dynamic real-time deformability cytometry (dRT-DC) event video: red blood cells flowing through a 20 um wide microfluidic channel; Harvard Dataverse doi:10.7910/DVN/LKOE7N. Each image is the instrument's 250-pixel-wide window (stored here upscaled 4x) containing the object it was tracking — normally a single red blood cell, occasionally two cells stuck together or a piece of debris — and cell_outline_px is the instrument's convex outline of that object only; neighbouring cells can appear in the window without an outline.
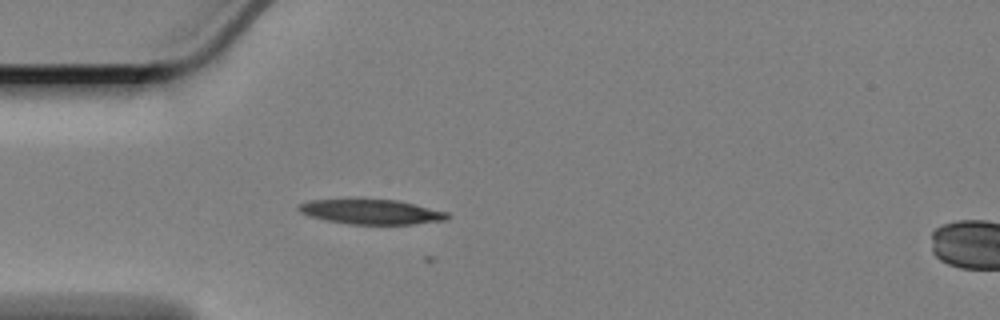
{"species": "Egyptian fruit bat (a non-hibernating species)", "species_latin": "Rousettus aegyptiacus", "temperature_condition": "cold", "stored_images_in_passage": 12, "camera_frame_rate_fps": 3000, "um_per_image_px": 0.085, "animal": {"sex": "female"}, "frame": {"image": 1, "passage_image": 1, "time_ms": 0.0, "image_size_px": [1000, 320], "cell_outline_px": [[452, 216], [448, 220], [412, 224], [348, 224], [328, 220], [312, 216], [300, 212], [296, 208], [300, 204], [308, 200], [360, 196], [400, 200], [448, 212]], "centroid_in_image_um": [31.57, 17.94], "position_along_channel_um": 53.4, "area_um2": 22.66}}
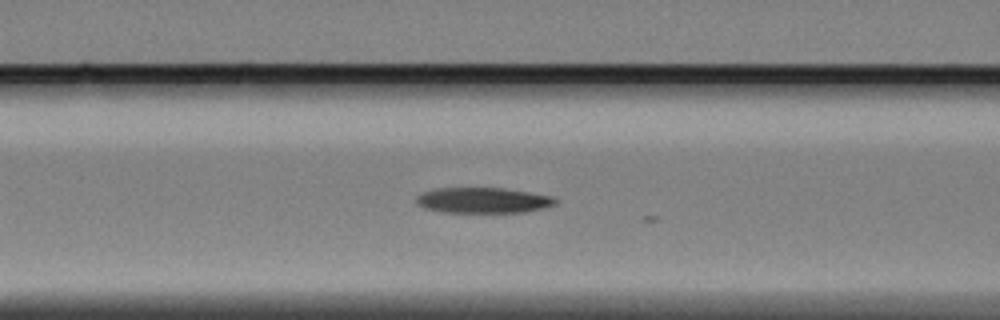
{"frame": {"image": 2, "passage_image": 8, "time_ms": 2.333, "image_size_px": [1000, 320], "cell_outline_px": [[560, 200], [556, 204], [544, 208], [524, 212], [440, 212], [424, 208], [416, 204], [416, 196], [424, 192], [436, 188], [504, 188], [552, 196]], "centroid_in_image_um": [41.06, 17.03], "position_along_channel_um": 125.5, "area_um2": 20.81}}
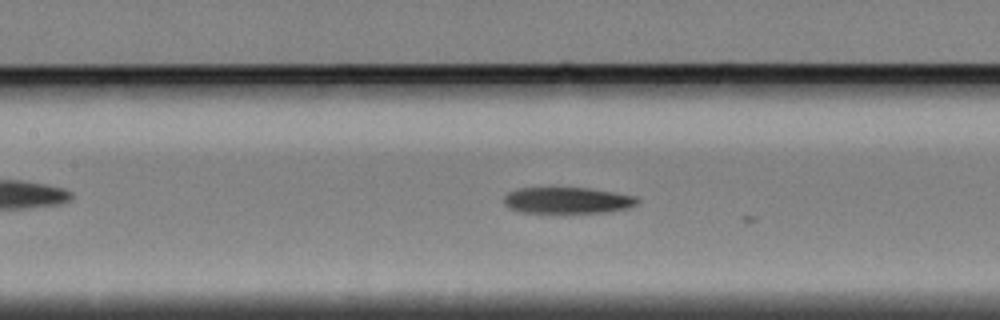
{"frame": {"image": 3, "passage_image": 11, "time_ms": 3.333, "image_size_px": [1000, 320], "cell_outline_px": [[640, 200], [636, 204], [628, 208], [608, 212], [520, 212], [508, 208], [504, 204], [504, 196], [508, 192], [516, 188], [588, 188], [636, 196]], "centroid_in_image_um": [48.2, 17.03], "position_along_channel_um": 159.2, "area_um2": 20.35}}